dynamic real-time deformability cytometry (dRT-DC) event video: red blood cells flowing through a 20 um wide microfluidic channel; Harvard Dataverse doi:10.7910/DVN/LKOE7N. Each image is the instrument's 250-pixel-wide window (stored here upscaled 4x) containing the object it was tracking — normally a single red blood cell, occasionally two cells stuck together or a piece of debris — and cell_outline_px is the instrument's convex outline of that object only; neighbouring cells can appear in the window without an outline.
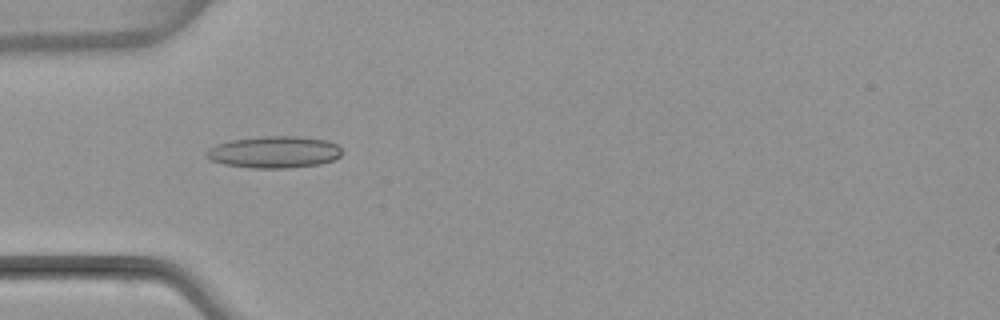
{"species": "common noctule bat (a hibernating species)", "species_latin": "Nyctalus noctula", "temperature_condition": "warm", "stored_images_in_passage": 4, "camera_frame_rate_fps": 3000, "um_per_image_px": 0.085, "animal": {"sex": "female", "body_mass_g": 22.7, "forearm_length_mm": 54.2}, "frame": {"image": 1, "passage_image": 3, "time_ms": 2.667, "image_size_px": [1000, 320], "cell_outline_px": [[344, 152], [340, 156], [332, 160], [320, 164], [288, 168], [252, 168], [224, 164], [208, 160], [204, 156], [204, 152], [208, 148], [216, 144], [232, 140], [260, 136], [300, 136], [328, 140], [336, 144]], "centroid_in_image_um": [23.28, 12.92], "position_along_channel_um": 61.7, "area_um2": 25.49}}
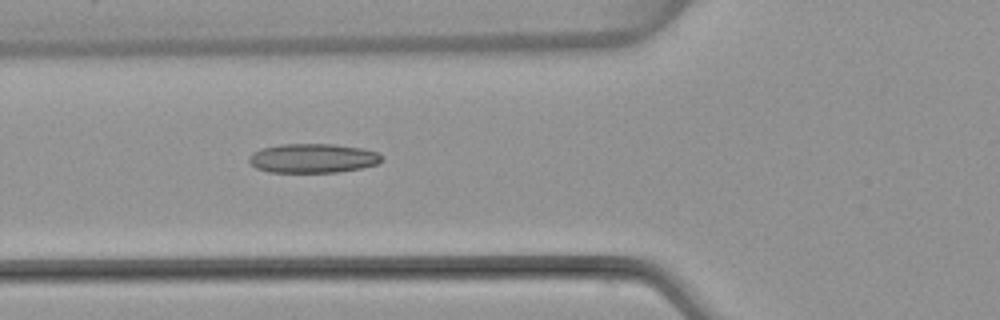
{"frame": {"image": 2, "passage_image": 4, "time_ms": 3.667, "image_size_px": [1000, 320], "cell_outline_px": [[380, 160], [376, 164], [360, 168], [336, 172], [268, 172], [256, 168], [248, 160], [248, 156], [252, 152], [260, 148], [280, 144], [336, 144], [364, 148], [376, 152], [380, 156]], "centroid_in_image_um": [26.53, 13.44], "position_along_channel_um": 99.3, "area_um2": 22.6}}